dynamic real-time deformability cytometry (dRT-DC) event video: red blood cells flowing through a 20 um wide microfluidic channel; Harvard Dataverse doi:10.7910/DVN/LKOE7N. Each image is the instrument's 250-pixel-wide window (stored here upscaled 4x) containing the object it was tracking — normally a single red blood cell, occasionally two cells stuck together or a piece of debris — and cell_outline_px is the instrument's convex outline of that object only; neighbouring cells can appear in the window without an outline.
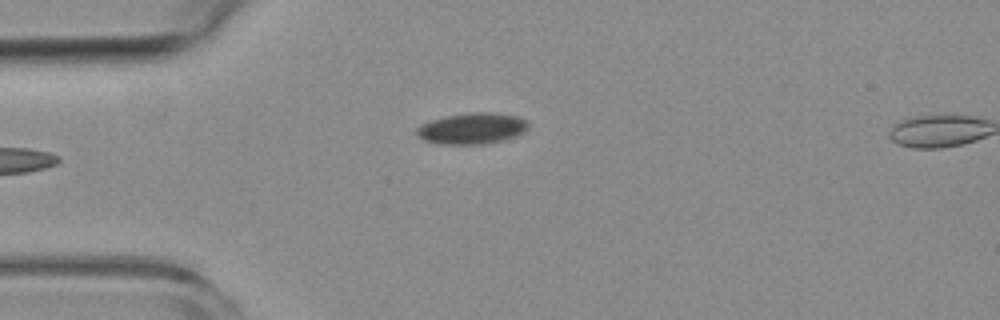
{"species": "common noctule bat (a hibernating species)", "species_latin": "Nyctalus noctula", "temperature_condition": "room temperature", "stored_images_in_passage": 6, "camera_frame_rate_fps": 3000, "um_per_image_px": 0.085, "animal": {"sex": "female", "body_mass_g": 19.3, "forearm_length_mm": 54.1}, "frame": {"image": 1, "passage_image": 4, "time_ms": 5.333, "image_size_px": [1000, 320], "cell_outline_px": [[528, 128], [516, 136], [504, 140], [480, 144], [440, 144], [424, 140], [416, 132], [416, 128], [420, 124], [444, 116], [472, 112], [488, 112], [516, 116], [528, 120]], "centroid_in_image_um": [40.12, 10.91], "position_along_channel_um": 44.9, "area_um2": 20.17}}